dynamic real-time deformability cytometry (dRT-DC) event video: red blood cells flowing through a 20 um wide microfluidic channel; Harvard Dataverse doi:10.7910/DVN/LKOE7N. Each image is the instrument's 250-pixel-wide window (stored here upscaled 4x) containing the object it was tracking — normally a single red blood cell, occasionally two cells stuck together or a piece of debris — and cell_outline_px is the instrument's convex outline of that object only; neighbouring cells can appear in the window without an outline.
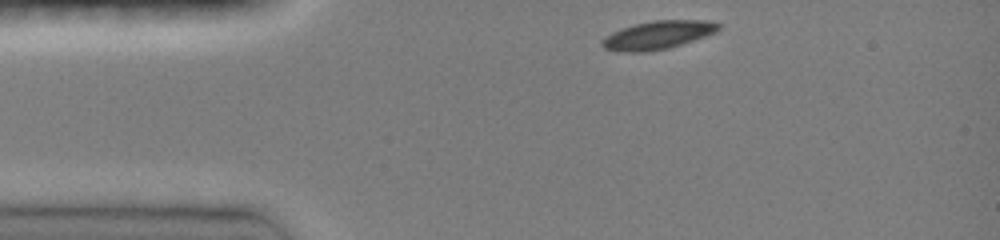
{"species": "common noctule bat (a hibernating species)", "species_latin": "Nyctalus noctula", "temperature_condition": "room temperature", "stored_images_in_passage": 8, "camera_frame_rate_fps": 3000, "um_per_image_px": 0.085, "animal": {"sex": "female", "body_mass_g": 19.0, "forearm_length_mm": 51.5}, "frame": {"image": 1, "passage_image": 1, "time_ms": 0.0, "image_size_px": [1000, 240], "cell_outline_px": [[720, 28], [716, 32], [668, 48], [648, 52], [616, 52], [604, 48], [600, 44], [612, 32], [636, 24], [652, 20], [708, 20], [720, 24]], "centroid_in_image_um": [55.92, 2.98], "position_along_channel_um": 29.1, "area_um2": 18.96}}
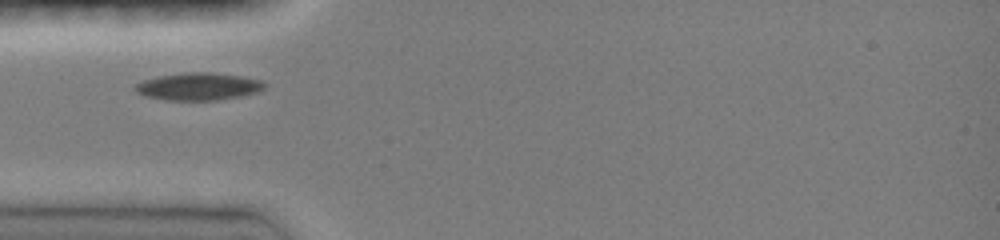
{"frame": {"image": 2, "passage_image": 4, "time_ms": 1.0, "image_size_px": [1000, 240], "cell_outline_px": [[268, 84], [260, 92], [240, 96], [216, 100], [168, 100], [144, 96], [136, 92], [136, 84], [144, 80], [156, 76], [184, 72], [212, 72], [240, 76], [264, 80]], "centroid_in_image_um": [16.91, 7.34], "position_along_channel_um": 68.1, "area_um2": 20.87}}